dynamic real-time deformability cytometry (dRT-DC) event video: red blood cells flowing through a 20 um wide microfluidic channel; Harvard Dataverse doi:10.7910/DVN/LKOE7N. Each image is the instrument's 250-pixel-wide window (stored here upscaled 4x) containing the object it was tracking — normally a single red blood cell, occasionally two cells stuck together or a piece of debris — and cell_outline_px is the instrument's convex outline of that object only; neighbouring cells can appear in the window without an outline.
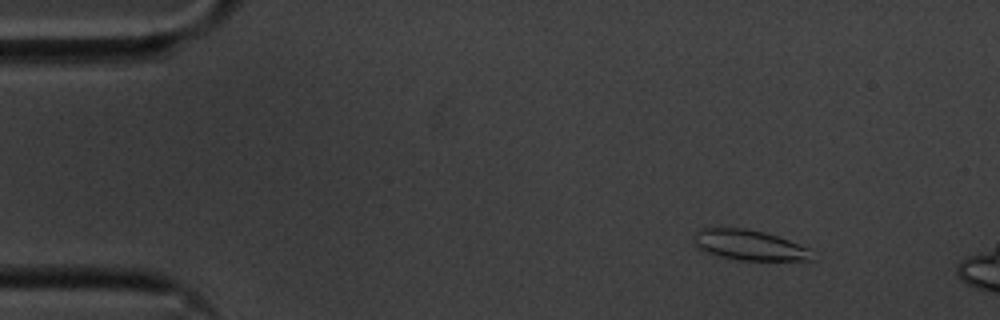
{"species": "common noctule bat (a hibernating species)", "species_latin": "Nyctalus noctula", "temperature_condition": "cold", "stored_images_in_passage": 15, "camera_frame_rate_fps": 3000, "um_per_image_px": 0.085, "animal": {"sex": "male", "body_mass_g": 20.1, "forearm_length_mm": 53.5}, "frame": {"image": 1, "passage_image": 5, "time_ms": 1.333, "image_size_px": [1000, 320], "cell_outline_px": [[816, 260], [732, 260], [704, 252], [696, 244], [692, 236], [696, 232], [704, 228], [744, 228], [764, 232], [788, 240], [808, 248]], "centroid_in_image_um": [63.67, 20.84], "position_along_channel_um": 21.3, "area_um2": 20.81}}